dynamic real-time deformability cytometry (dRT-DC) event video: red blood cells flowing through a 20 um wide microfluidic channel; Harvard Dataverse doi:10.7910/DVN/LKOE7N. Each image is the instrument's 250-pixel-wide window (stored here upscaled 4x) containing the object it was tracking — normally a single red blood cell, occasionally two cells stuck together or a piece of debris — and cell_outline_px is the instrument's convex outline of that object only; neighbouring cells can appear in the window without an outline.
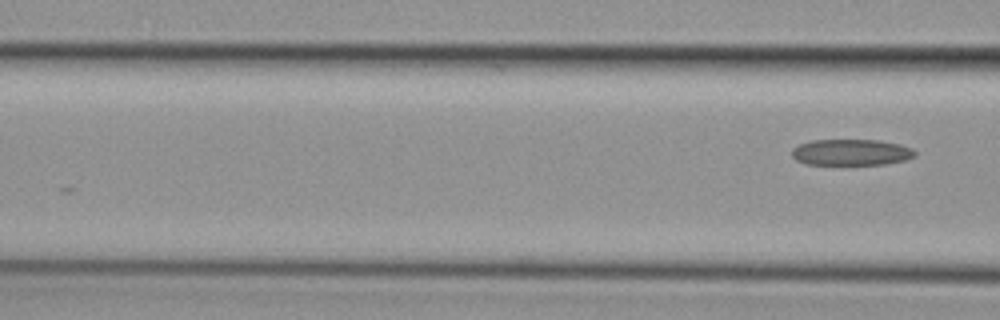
{"species": "common noctule bat (a hibernating species)", "species_latin": "Nyctalus noctula", "temperature_condition": "cold", "stored_images_in_passage": 7, "camera_frame_rate_fps": 3000, "um_per_image_px": 0.085, "animal": {"sex": "female", "body_mass_g": 29.2, "forearm_length_mm": 56.3}, "frame": {"image": 1, "passage_image": 7, "time_ms": 2.0, "image_size_px": [1000, 320], "cell_outline_px": [[916, 156], [904, 160], [884, 164], [804, 164], [796, 160], [792, 156], [792, 148], [800, 144], [812, 140], [880, 140], [900, 144], [912, 148], [916, 152]], "centroid_in_image_um": [72.35, 12.94], "position_along_channel_um": 94.2, "area_um2": 18.79}}